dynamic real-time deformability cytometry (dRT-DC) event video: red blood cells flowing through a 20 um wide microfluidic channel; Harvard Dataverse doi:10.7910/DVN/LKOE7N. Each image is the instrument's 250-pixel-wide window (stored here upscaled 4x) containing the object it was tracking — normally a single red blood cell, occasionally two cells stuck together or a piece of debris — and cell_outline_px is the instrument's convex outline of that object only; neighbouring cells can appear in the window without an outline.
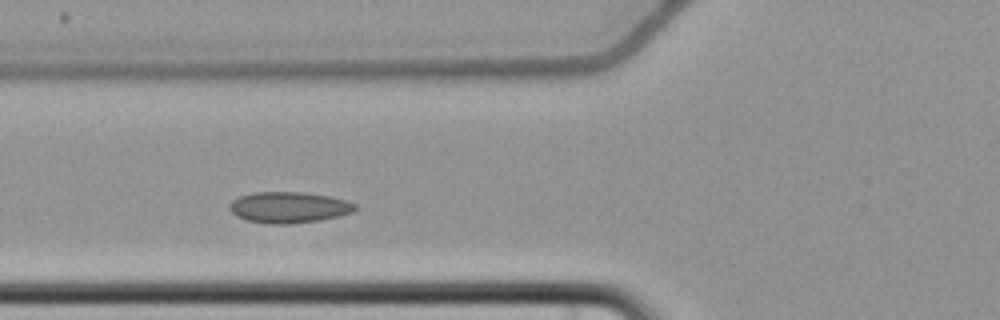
{"species": "common noctule bat (a hibernating species)", "species_latin": "Nyctalus noctula", "temperature_condition": "cold", "stored_images_in_passage": 5, "camera_frame_rate_fps": 3000, "um_per_image_px": 0.085, "animal": {"sex": "female", "body_mass_g": 22.7, "forearm_length_mm": 54.2}, "frame": {"image": 1, "passage_image": 4, "time_ms": 3.667, "image_size_px": [1000, 320], "cell_outline_px": [[356, 208], [352, 212], [340, 216], [320, 220], [288, 224], [268, 224], [248, 220], [236, 216], [228, 208], [228, 204], [232, 200], [240, 196], [252, 192], [304, 192], [328, 196], [348, 200], [356, 204]], "centroid_in_image_um": [24.54, 17.62], "position_along_channel_um": 101.3, "area_um2": 22.89}}
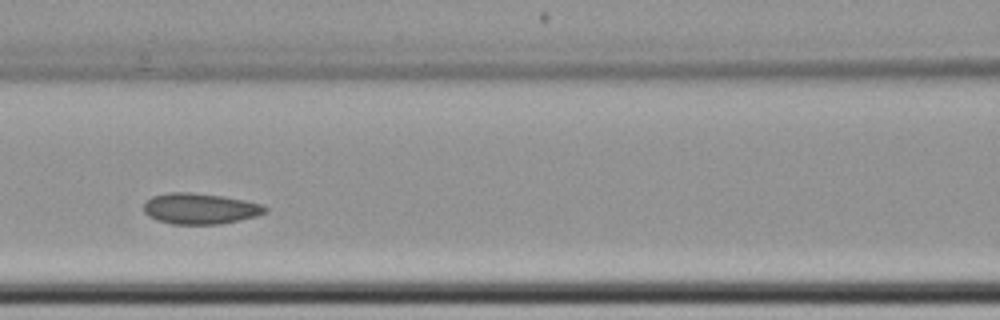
{"frame": {"image": 2, "passage_image": 5, "time_ms": 5.0, "image_size_px": [1000, 320], "cell_outline_px": [[268, 212], [256, 216], [240, 220], [220, 224], [172, 224], [156, 220], [148, 216], [144, 212], [144, 200], [152, 196], [168, 192], [192, 192], [224, 196], [264, 204], [268, 208]], "centroid_in_image_um": [17.01, 17.72], "position_along_channel_um": 149.6, "area_um2": 22.2}}